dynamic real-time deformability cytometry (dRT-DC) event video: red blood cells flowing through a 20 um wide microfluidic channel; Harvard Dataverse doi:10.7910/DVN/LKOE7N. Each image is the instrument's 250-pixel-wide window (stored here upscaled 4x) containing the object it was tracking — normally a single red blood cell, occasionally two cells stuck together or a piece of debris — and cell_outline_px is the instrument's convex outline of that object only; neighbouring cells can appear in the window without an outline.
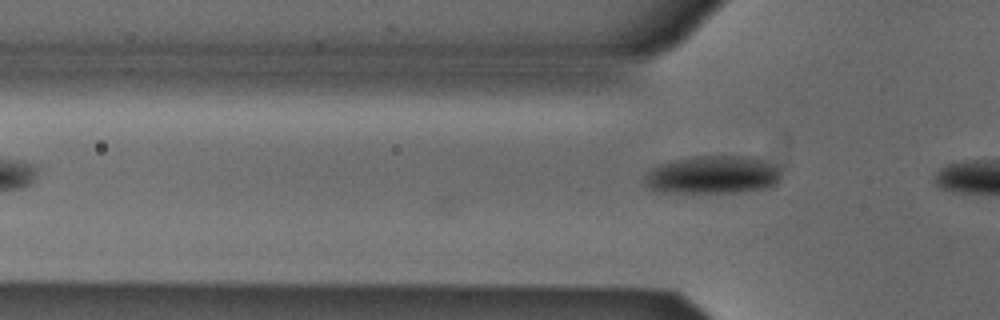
{"species": "Egyptian fruit bat (a non-hibernating species)", "species_latin": "Rousettus aegyptiacus", "temperature_condition": "cold", "stored_images_in_passage": 9, "camera_frame_rate_fps": 3000, "um_per_image_px": 0.085, "animal": {"sex": "male"}, "frame": {"image": 1, "passage_image": 9, "time_ms": 2.667, "image_size_px": [1000, 320], "cell_outline_px": [[780, 180], [776, 184], [768, 188], [740, 192], [664, 192], [648, 188], [644, 176], [652, 168], [660, 164], [692, 156], [756, 156], [780, 164]], "centroid_in_image_um": [60.69, 14.84], "position_along_channel_um": 65.1, "area_um2": 30.69}}